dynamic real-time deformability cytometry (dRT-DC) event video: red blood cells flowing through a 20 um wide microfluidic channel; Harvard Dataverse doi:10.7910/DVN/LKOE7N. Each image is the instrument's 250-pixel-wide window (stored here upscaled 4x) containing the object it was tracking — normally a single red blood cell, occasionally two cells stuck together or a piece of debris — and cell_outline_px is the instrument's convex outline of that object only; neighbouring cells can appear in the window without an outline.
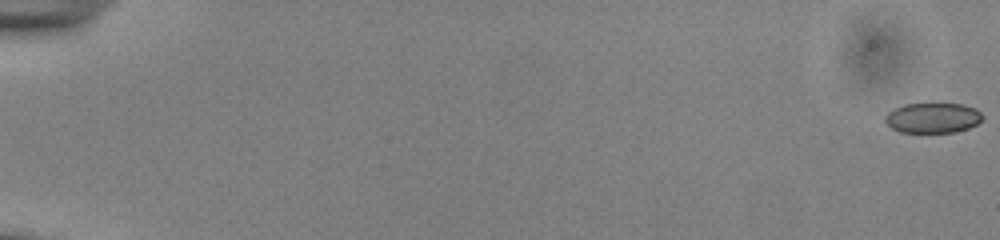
{"species": "common noctule bat (a hibernating species)", "species_latin": "Nyctalus noctula", "temperature_condition": "cold", "stored_images_in_passage": 55, "camera_frame_rate_fps": 3000, "um_per_image_px": 0.085, "animal": {"sex": "male", "body_mass_g": 13.0, "forearm_length_mm": 53.1}, "frame": {"image": 1, "passage_image": 1, "time_ms": 0.0, "image_size_px": [1000, 240], "cell_outline_px": [[984, 116], [976, 124], [968, 128], [956, 132], [900, 132], [892, 128], [884, 120], [884, 116], [888, 112], [904, 104], [932, 100], [964, 104], [976, 108]], "centroid_in_image_um": [79.29, 9.95], "position_along_channel_um": 5.7, "area_um2": 17.92}}
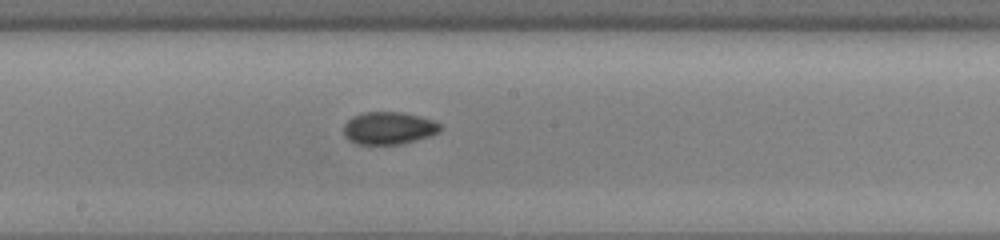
{"frame": {"image": 2, "passage_image": 32, "time_ms": 10.333, "image_size_px": [1000, 240], "cell_outline_px": [[444, 128], [440, 132], [432, 136], [400, 144], [356, 144], [348, 140], [344, 136], [344, 124], [352, 116], [364, 112], [400, 112], [420, 116], [432, 120], [440, 124]], "centroid_in_image_um": [33.06, 10.89], "position_along_channel_um": 215.1, "area_um2": 18.5}}
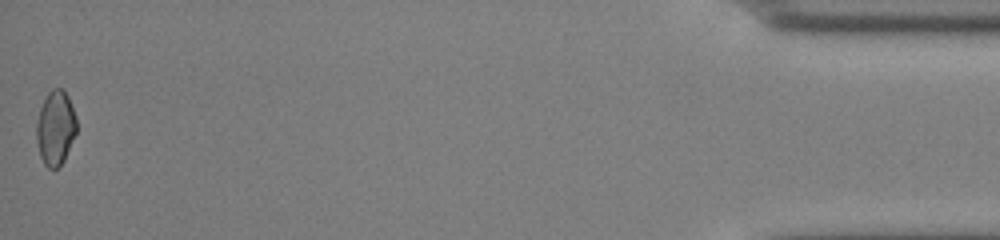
{"frame": {"image": 3, "passage_image": 55, "time_ms": 18.0, "image_size_px": [1000, 240], "cell_outline_px": [[76, 132], [64, 160], [56, 168], [48, 168], [44, 164], [40, 156], [36, 140], [36, 124], [40, 108], [48, 92], [52, 88], [60, 88], [68, 96], [76, 116]], "centroid_in_image_um": [4.7, 10.87], "position_along_channel_um": 430.5, "area_um2": 17.28}, "authors_computed_cell_mechanics": {"area_um2": 17.9758, "velocity_mm_per_s": 3.9225, "shape_relaxation_time_tau1_ms": null, "shape_relaxation_time_tau2_ms": 3.3352, "deformation_change_tau1": null, "deformation_change_tau2": 0.0631}}